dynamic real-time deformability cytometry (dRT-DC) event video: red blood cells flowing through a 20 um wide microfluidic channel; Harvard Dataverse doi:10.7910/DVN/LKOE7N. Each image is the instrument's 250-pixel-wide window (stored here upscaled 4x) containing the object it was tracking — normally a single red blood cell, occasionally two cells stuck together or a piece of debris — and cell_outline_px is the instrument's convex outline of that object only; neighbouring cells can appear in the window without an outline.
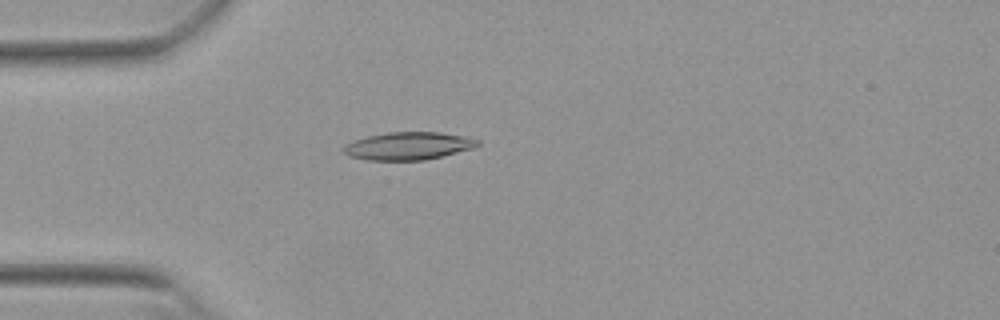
{"species": "Egyptian fruit bat (a non-hibernating species)", "species_latin": "Rousettus aegyptiacus", "temperature_condition": "warm", "stored_images_in_passage": 45, "camera_frame_rate_fps": 3000, "um_per_image_px": 0.085, "animal": {"sex": "female"}, "frame": {"image": 1, "passage_image": 7, "time_ms": 2.0, "image_size_px": [1000, 320], "cell_outline_px": [[480, 144], [472, 148], [424, 160], [368, 160], [348, 156], [344, 152], [344, 144], [368, 136], [388, 132], [440, 132], [480, 140]], "centroid_in_image_um": [34.67, 12.4], "position_along_channel_um": 50.3, "area_um2": 21.33}}
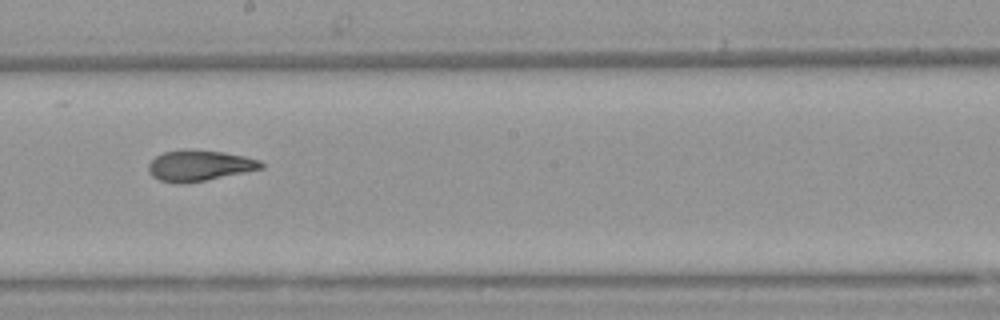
{"frame": {"image": 2, "passage_image": 22, "time_ms": 7.0, "image_size_px": [1000, 320], "cell_outline_px": [[264, 168], [184, 184], [176, 184], [160, 180], [152, 176], [148, 172], [148, 164], [156, 156], [164, 152], [224, 152], [244, 156], [260, 160], [264, 164]], "centroid_in_image_um": [16.95, 14.12], "position_along_channel_um": 231.3, "area_um2": 19.48}}
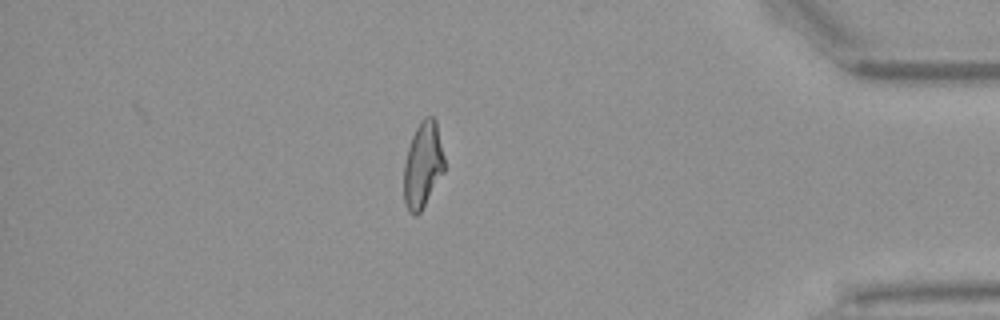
{"frame": {"image": 3, "passage_image": 38, "time_ms": 12.333, "image_size_px": [1000, 320], "cell_outline_px": [[444, 172], [420, 212], [416, 216], [412, 216], [408, 212], [404, 204], [404, 164], [408, 148], [412, 136], [420, 120], [424, 116], [432, 116], [436, 120], [444, 156]], "centroid_in_image_um": [35.93, 14.03], "position_along_channel_um": 399.3, "area_um2": 20.4}, "authors_computed_cell_mechanics": {"area_um2": 20.6346, "velocity_mm_per_s": 3.859, "shape_relaxation_time_tau1_ms": 10.4226, "shape_relaxation_time_tau2_ms": 1.8809, "deformation_change_tau1": 0.3079, "deformation_change_tau2": 0.0972}}